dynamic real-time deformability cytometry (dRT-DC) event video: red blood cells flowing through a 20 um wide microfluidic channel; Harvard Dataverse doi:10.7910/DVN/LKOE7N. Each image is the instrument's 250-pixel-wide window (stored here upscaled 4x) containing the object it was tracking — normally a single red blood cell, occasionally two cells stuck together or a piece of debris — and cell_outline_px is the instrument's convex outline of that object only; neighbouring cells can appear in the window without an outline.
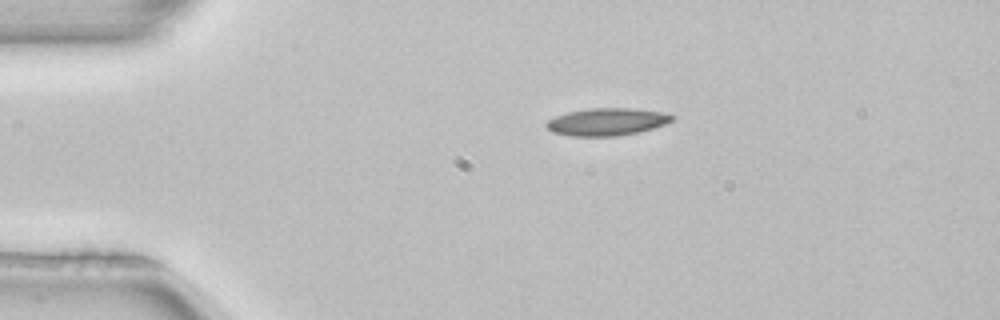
{"species": "common noctule bat (a hibernating species)", "species_latin": "Nyctalus noctula", "temperature_condition": "room temperature", "stored_images_in_passage": 42, "camera_frame_rate_fps": 3000, "um_per_image_px": 0.085, "animal": {"sex": "female", "body_mass_g": 22.7, "forearm_length_mm": 54.2}, "frame": {"image": 1, "passage_image": 1, "time_ms": 0.0, "image_size_px": [1000, 320], "cell_outline_px": [[672, 120], [664, 124], [652, 128], [636, 132], [616, 136], [572, 136], [552, 132], [544, 124], [548, 120], [556, 116], [568, 112], [588, 108], [632, 108], [660, 112], [672, 116]], "centroid_in_image_um": [51.52, 10.35], "position_along_channel_um": 33.5, "area_um2": 19.77}}
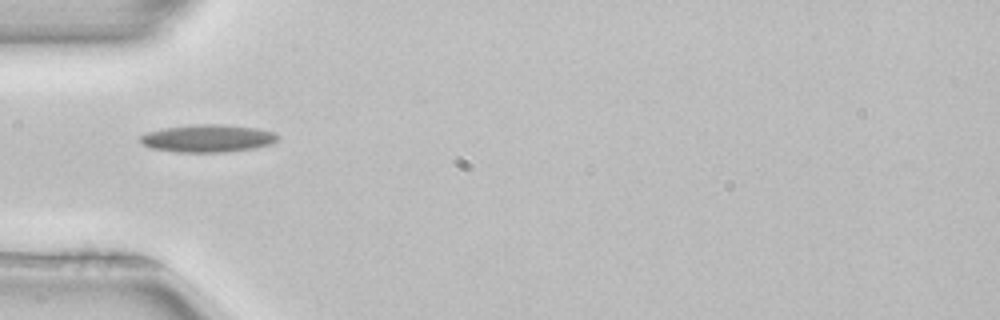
{"frame": {"image": 2, "passage_image": 7, "time_ms": 2.0, "image_size_px": [1000, 320], "cell_outline_px": [[276, 140], [272, 144], [252, 148], [224, 152], [176, 152], [152, 148], [144, 144], [140, 140], [140, 136], [148, 132], [164, 128], [196, 124], [220, 124], [256, 128], [272, 132], [276, 136]], "centroid_in_image_um": [17.63, 11.76], "position_along_channel_um": 67.4, "area_um2": 21.73}}
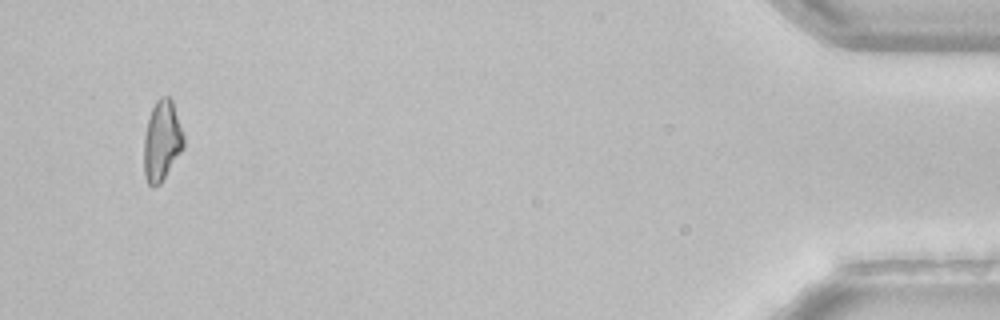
{"frame": {"image": 3, "passage_image": 40, "time_ms": 13.0, "image_size_px": [1000, 320], "cell_outline_px": [[184, 148], [160, 184], [152, 188], [148, 184], [144, 176], [144, 136], [148, 120], [152, 108], [156, 100], [160, 96], [168, 96], [172, 100], [184, 136]], "centroid_in_image_um": [13.76, 11.99], "position_along_channel_um": 421.4, "area_um2": 18.67}, "authors_computed_cell_mechanics": {"area_um2": 19.5942, "velocity_mm_per_s": 3.9617, "shape_relaxation_time_tau1_ms": 4.6261, "shape_relaxation_time_tau2_ms": 7.5694, "deformation_change_tau1": 0.1551, "deformation_change_tau2": 0.1727}}